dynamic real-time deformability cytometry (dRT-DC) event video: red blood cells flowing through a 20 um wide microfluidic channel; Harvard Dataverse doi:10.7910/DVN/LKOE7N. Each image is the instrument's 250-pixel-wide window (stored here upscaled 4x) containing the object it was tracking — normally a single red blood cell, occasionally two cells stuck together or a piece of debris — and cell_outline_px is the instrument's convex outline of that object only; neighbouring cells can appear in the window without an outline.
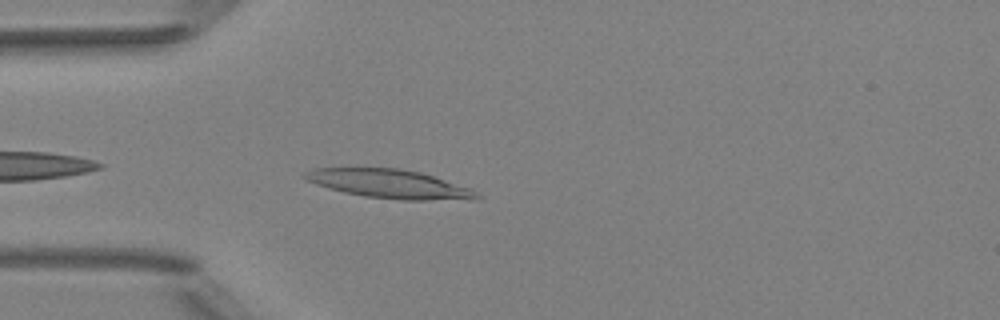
{"species": "Egyptian fruit bat (a non-hibernating species)", "species_latin": "Rousettus aegyptiacus", "temperature_condition": "room temperature", "stored_images_in_passage": 25, "camera_frame_rate_fps": 3000, "um_per_image_px": 0.085, "animal": {"sex": "female"}, "frame": {"image": 1, "passage_image": 2, "time_ms": 0.333, "image_size_px": [1000, 320], "cell_outline_px": [[480, 196], [476, 200], [400, 200], [364, 196], [344, 192], [328, 188], [316, 184], [300, 176], [304, 172], [316, 168], [400, 168], [420, 172], [468, 188], [476, 192]], "centroid_in_image_um": [33.08, 15.64], "position_along_channel_um": 51.9, "area_um2": 28.67}}
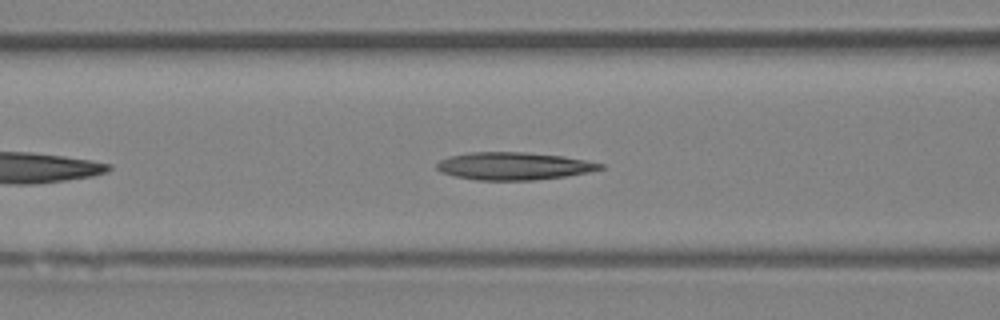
{"frame": {"image": 2, "passage_image": 8, "time_ms": 2.333, "image_size_px": [1000, 320], "cell_outline_px": [[604, 168], [588, 172], [564, 176], [532, 180], [476, 180], [456, 176], [440, 172], [436, 168], [436, 164], [440, 160], [448, 156], [468, 152], [528, 152], [564, 156], [604, 164]], "centroid_in_image_um": [43.63, 14.1], "position_along_channel_um": 123.0, "area_um2": 26.3}}
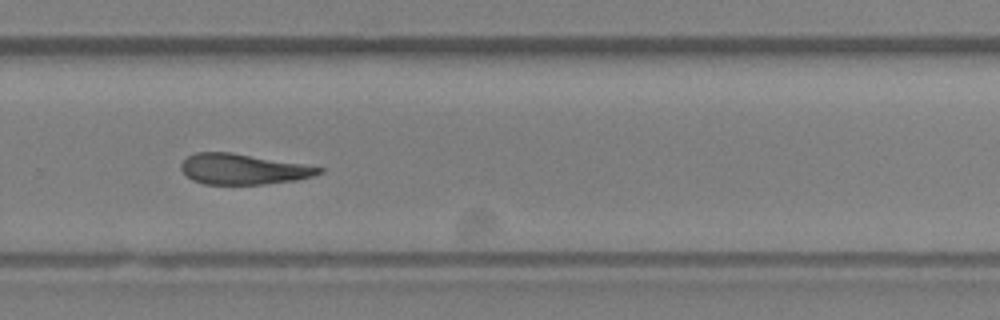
{"frame": {"image": 3, "passage_image": 22, "time_ms": 7.0, "image_size_px": [1000, 320], "cell_outline_px": [[324, 172], [312, 176], [296, 180], [264, 184], [204, 184], [192, 180], [180, 168], [180, 164], [188, 156], [196, 152], [228, 152], [324, 168]], "centroid_in_image_um": [20.63, 14.38], "position_along_channel_um": 309.2, "area_um2": 24.1}}